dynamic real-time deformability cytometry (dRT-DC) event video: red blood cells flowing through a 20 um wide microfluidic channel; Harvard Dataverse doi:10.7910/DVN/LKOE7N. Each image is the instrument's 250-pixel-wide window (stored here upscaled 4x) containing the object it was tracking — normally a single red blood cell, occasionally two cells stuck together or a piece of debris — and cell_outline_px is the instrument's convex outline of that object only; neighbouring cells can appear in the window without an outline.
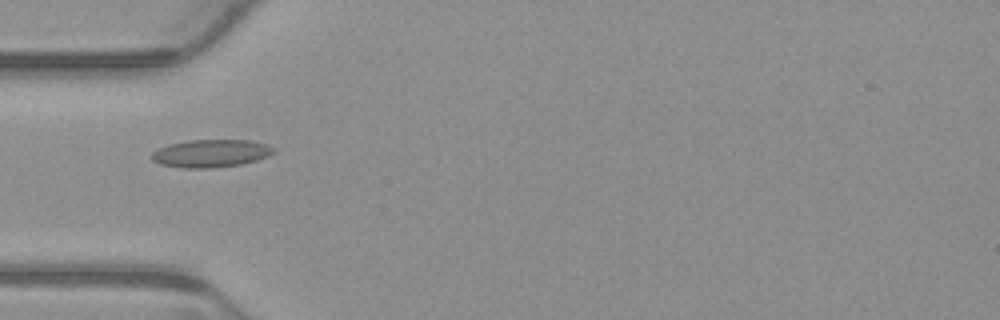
{"species": "common noctule bat (a hibernating species)", "species_latin": "Nyctalus noctula", "temperature_condition": "warm", "stored_images_in_passage": 5, "camera_frame_rate_fps": 3000, "um_per_image_px": 0.085, "animal": {"sex": "male", "body_mass_g": 23.1, "forearm_length_mm": 52.7}, "frame": {"image": 1, "passage_image": 5, "time_ms": 1.333, "image_size_px": [1000, 320], "cell_outline_px": [[276, 152], [268, 156], [256, 160], [240, 164], [212, 168], [184, 168], [160, 164], [152, 160], [148, 156], [152, 152], [168, 144], [188, 140], [248, 140], [264, 144], [276, 148]], "centroid_in_image_um": [17.9, 13.03], "position_along_channel_um": 67.1, "area_um2": 19.77}}